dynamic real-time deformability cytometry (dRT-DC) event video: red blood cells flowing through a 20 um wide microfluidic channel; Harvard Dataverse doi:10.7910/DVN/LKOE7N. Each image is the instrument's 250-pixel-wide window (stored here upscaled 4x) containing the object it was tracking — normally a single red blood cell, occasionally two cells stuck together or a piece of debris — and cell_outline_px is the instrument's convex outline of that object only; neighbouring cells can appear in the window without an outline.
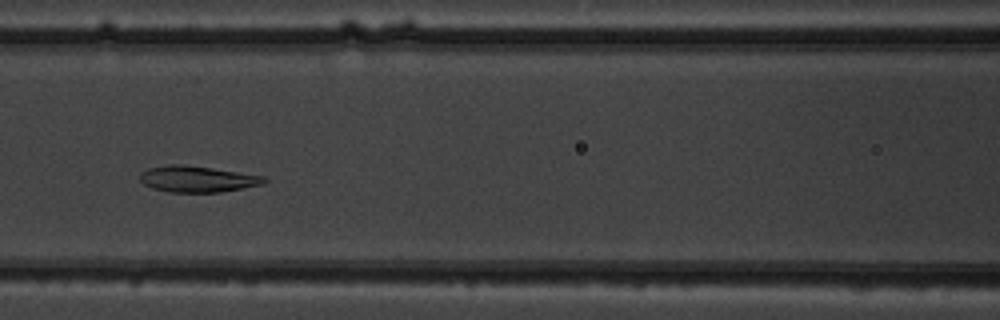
{"species": "common noctule bat (a hibernating species)", "species_latin": "Nyctalus noctula", "temperature_condition": "warm", "stored_images_in_passage": 5, "camera_frame_rate_fps": 3000, "um_per_image_px": 0.085, "animal": {"sex": "male", "body_mass_g": 19.5, "forearm_length_mm": 54.6}, "frame": {"image": 1, "passage_image": 5, "time_ms": 5.333, "image_size_px": [1000, 320], "cell_outline_px": [[268, 180], [264, 184], [244, 188], [220, 192], [168, 192], [152, 188], [144, 184], [140, 180], [140, 172], [148, 168], [168, 164], [180, 164], [212, 168], [264, 176]], "centroid_in_image_um": [16.76, 15.22], "position_along_channel_um": 149.8, "area_um2": 19.02}}